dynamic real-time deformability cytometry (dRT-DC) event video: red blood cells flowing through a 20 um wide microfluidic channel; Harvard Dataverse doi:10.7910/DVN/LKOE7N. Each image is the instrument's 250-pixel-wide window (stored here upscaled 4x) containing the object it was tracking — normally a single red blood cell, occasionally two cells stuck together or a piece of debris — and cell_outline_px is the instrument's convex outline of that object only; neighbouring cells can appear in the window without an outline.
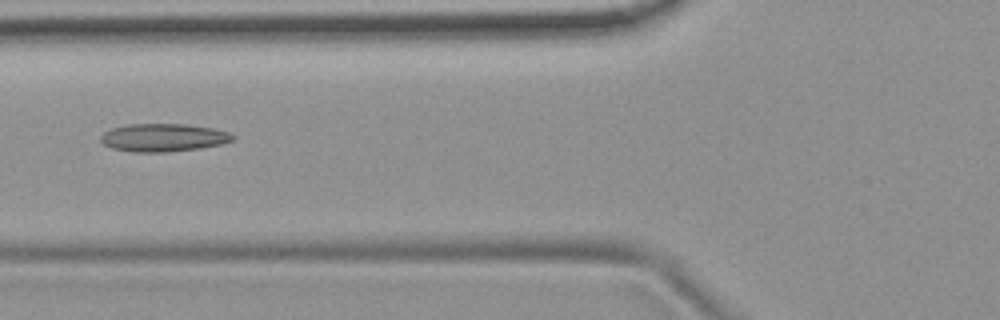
{"species": "common noctule bat (a hibernating species)", "species_latin": "Nyctalus noctula", "temperature_condition": "room temperature", "stored_images_in_passage": 2, "camera_frame_rate_fps": 3000, "um_per_image_px": 0.085, "animal": {"sex": "female", "body_mass_g": 19.9}, "frame": {"image": 1, "passage_image": 2, "time_ms": 1.333, "image_size_px": [1000, 320], "cell_outline_px": [[236, 136], [232, 140], [220, 144], [200, 148], [164, 152], [132, 152], [112, 148], [104, 144], [100, 140], [100, 136], [104, 132], [112, 128], [128, 124], [188, 124], [212, 128], [228, 132]], "centroid_in_image_um": [13.86, 11.69], "position_along_channel_um": 111.9, "area_um2": 21.44}}